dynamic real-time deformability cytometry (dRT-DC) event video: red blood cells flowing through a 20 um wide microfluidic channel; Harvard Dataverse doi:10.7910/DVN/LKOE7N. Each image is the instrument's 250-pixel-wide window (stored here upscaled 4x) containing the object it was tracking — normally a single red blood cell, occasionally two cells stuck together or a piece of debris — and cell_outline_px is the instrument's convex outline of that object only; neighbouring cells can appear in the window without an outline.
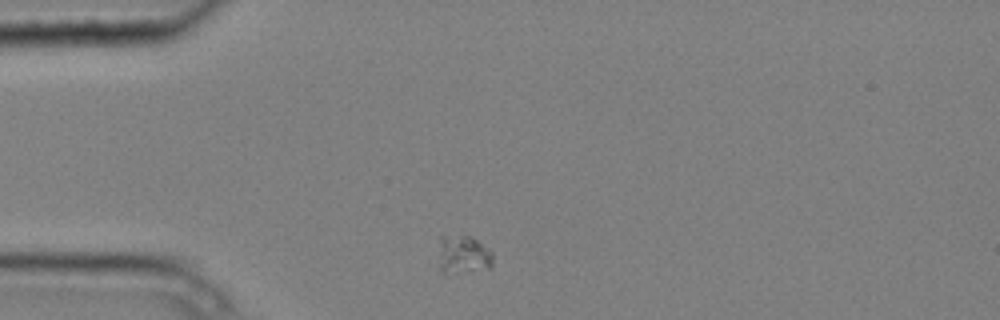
{"species": "common noctule bat (a hibernating species)", "species_latin": "Nyctalus noctula", "temperature_condition": "cold", "stored_images_in_passage": 2, "camera_frame_rate_fps": 3000, "um_per_image_px": 0.085, "animal": {"sex": "male", "body_mass_g": 20.4}, "frame": {"image": 1, "passage_image": 1, "time_ms": 0.0, "image_size_px": [1000, 320], "cell_outline_px": [[492, 264], [488, 268], [448, 276], [444, 276], [440, 268], [440, 236], [472, 236], [488, 248], [492, 252]], "centroid_in_image_um": [39.37, 21.69], "position_along_channel_um": 45.6, "area_um2": 12.37}}